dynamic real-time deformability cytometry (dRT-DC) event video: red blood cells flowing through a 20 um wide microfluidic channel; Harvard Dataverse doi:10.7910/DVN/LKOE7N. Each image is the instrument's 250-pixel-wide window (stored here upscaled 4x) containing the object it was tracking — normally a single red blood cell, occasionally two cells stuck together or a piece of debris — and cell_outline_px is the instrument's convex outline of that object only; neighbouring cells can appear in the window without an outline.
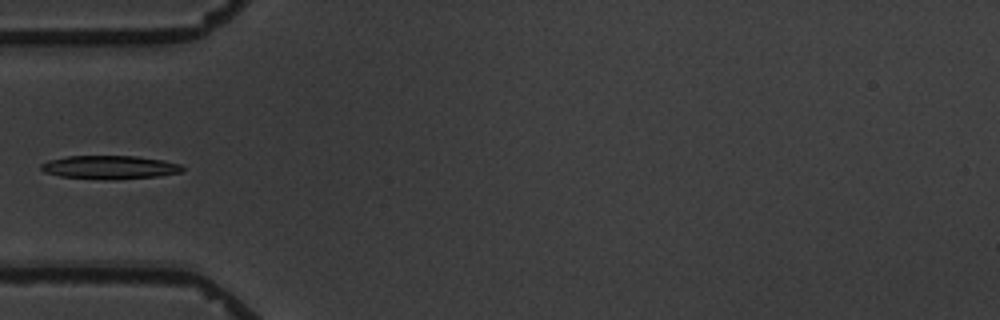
{"species": "common noctule bat (a hibernating species)", "species_latin": "Nyctalus noctula", "temperature_condition": "warm", "stored_images_in_passage": 5, "camera_frame_rate_fps": 3000, "um_per_image_px": 0.085, "animal": {"sex": "male", "body_mass_g": 19.5, "forearm_length_mm": 54.6}, "frame": {"image": 1, "passage_image": 3, "time_ms": 3.333, "image_size_px": [1000, 320], "cell_outline_px": [[184, 168], [180, 172], [160, 176], [116, 180], [108, 180], [60, 176], [44, 172], [40, 168], [40, 164], [48, 160], [68, 156], [136, 156], [164, 160], [180, 164]], "centroid_in_image_um": [9.32, 14.22], "position_along_channel_um": 75.7, "area_um2": 19.48}}
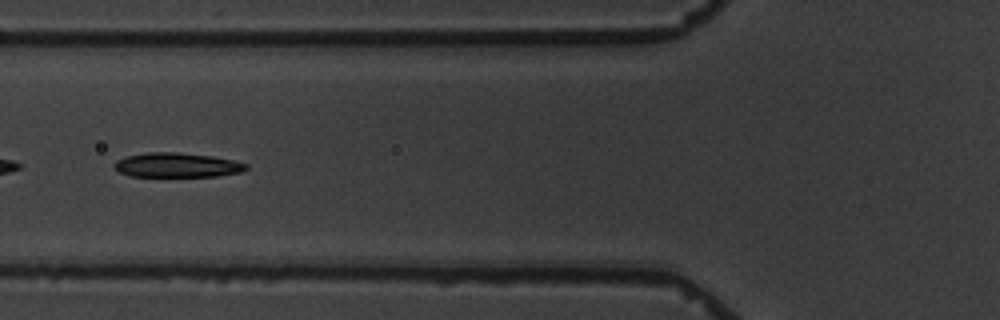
{"frame": {"image": 2, "passage_image": 4, "time_ms": 4.333, "image_size_px": [1000, 320], "cell_outline_px": [[248, 168], [244, 172], [216, 176], [132, 176], [120, 172], [112, 164], [116, 160], [124, 156], [148, 152], [176, 152], [212, 156], [232, 160], [248, 164]], "centroid_in_image_um": [15.05, 14.02], "position_along_channel_um": 110.7, "area_um2": 18.84}}
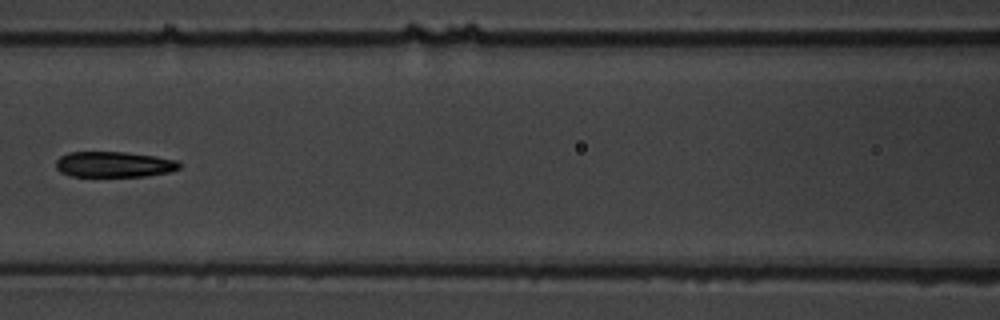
{"frame": {"image": 3, "passage_image": 5, "time_ms": 5.667, "image_size_px": [1000, 320], "cell_outline_px": [[180, 168], [172, 172], [144, 176], [72, 176], [60, 172], [56, 168], [56, 160], [60, 156], [68, 152], [124, 152], [156, 156], [176, 160], [180, 164]], "centroid_in_image_um": [9.69, 13.97], "position_along_channel_um": 156.9, "area_um2": 18.5}}